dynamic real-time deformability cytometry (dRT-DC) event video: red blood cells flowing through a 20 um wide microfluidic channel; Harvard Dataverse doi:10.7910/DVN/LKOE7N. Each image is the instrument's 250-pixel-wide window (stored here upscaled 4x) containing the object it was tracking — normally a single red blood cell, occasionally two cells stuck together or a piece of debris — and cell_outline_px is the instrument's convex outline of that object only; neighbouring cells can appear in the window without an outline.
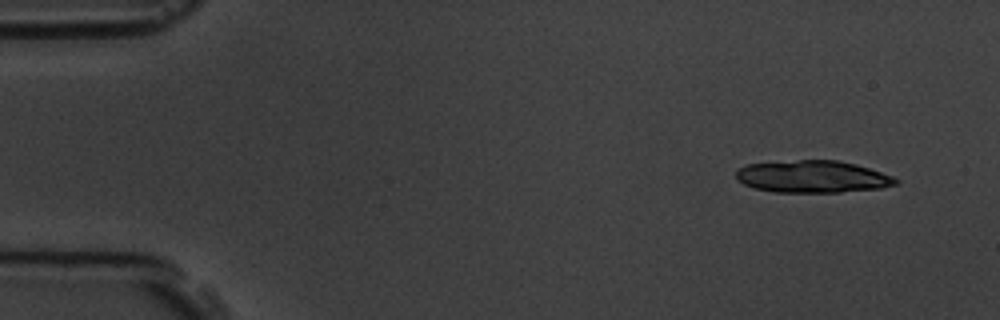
{"species": "common noctule bat (a hibernating species)", "species_latin": "Nyctalus noctula", "temperature_condition": "room temperature", "stored_images_in_passage": 8, "camera_frame_rate_fps": 3000, "um_per_image_px": 0.085, "animal": {"sex": "male", "body_mass_g": 19.5, "forearm_length_mm": 54.6}, "frame": {"image": 1, "passage_image": 1, "time_ms": 0.0, "image_size_px": [1000, 320], "cell_outline_px": [[900, 180], [896, 184], [880, 188], [840, 192], [776, 192], [752, 188], [736, 180], [736, 172], [740, 168], [748, 164], [800, 160], [836, 160], [856, 164], [892, 176]], "centroid_in_image_um": [69.05, 15.02], "position_along_channel_um": 15.9, "area_um2": 29.77}}
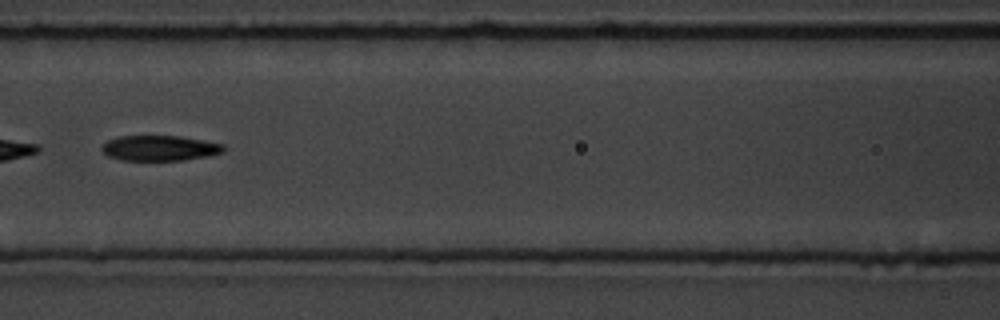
{"frame": {"image": 2, "passage_image": 7, "time_ms": 6.667, "image_size_px": [1000, 320], "cell_outline_px": [[224, 152], [208, 156], [184, 160], [120, 160], [108, 156], [100, 148], [108, 140], [116, 136], [180, 136], [204, 140], [224, 144]], "centroid_in_image_um": [13.58, 12.58], "position_along_channel_um": 153.0, "area_um2": 18.03}}
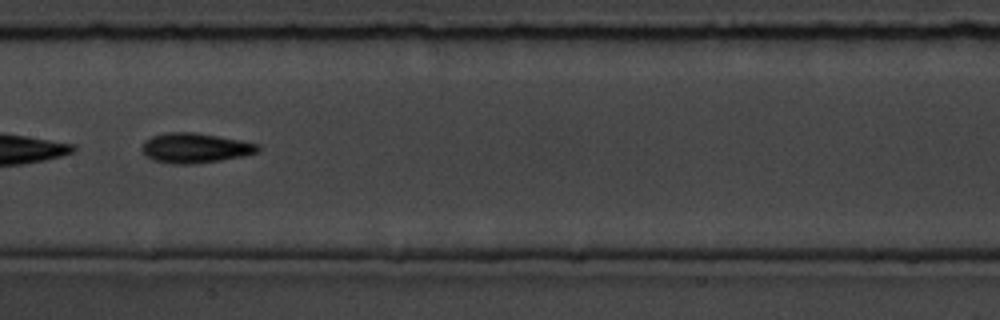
{"frame": {"image": 3, "passage_image": 8, "time_ms": 7.667, "image_size_px": [1000, 320], "cell_outline_px": [[260, 152], [244, 156], [220, 160], [192, 164], [172, 164], [152, 160], [144, 156], [140, 148], [144, 140], [152, 136], [168, 132], [192, 132], [240, 140], [260, 144]], "centroid_in_image_um": [16.55, 12.59], "position_along_channel_um": 190.8, "area_um2": 20.4}}